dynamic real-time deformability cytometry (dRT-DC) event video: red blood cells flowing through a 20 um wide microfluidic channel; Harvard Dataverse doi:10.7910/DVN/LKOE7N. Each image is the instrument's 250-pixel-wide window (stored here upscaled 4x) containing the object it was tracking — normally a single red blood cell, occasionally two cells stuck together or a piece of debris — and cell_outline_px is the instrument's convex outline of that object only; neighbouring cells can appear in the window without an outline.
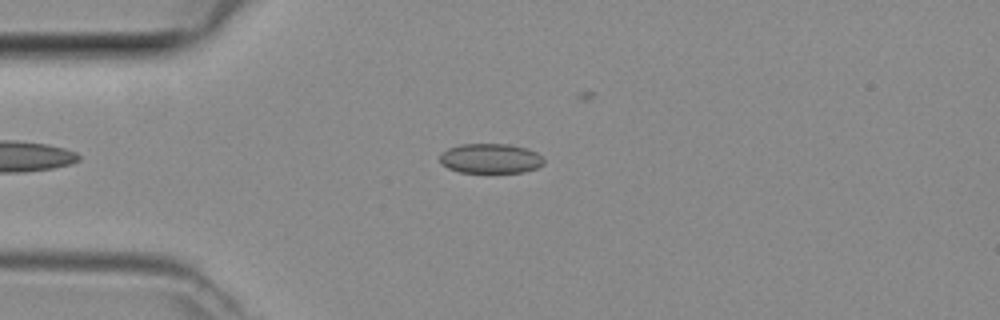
{"species": "common noctule bat (a hibernating species)", "species_latin": "Nyctalus noctula", "temperature_condition": "room temperature", "stored_images_in_passage": 10, "camera_frame_rate_fps": 3000, "um_per_image_px": 0.085, "animal": {"sex": "female", "body_mass_g": 29.2, "forearm_length_mm": 56.3}, "frame": {"image": 1, "passage_image": 4, "time_ms": 1.0, "image_size_px": [1000, 320], "cell_outline_px": [[544, 164], [536, 168], [524, 172], [460, 172], [448, 168], [440, 164], [440, 156], [448, 148], [460, 144], [508, 144], [528, 148], [536, 152], [544, 160]], "centroid_in_image_um": [41.69, 13.47], "position_along_channel_um": 43.3, "area_um2": 18.03}}
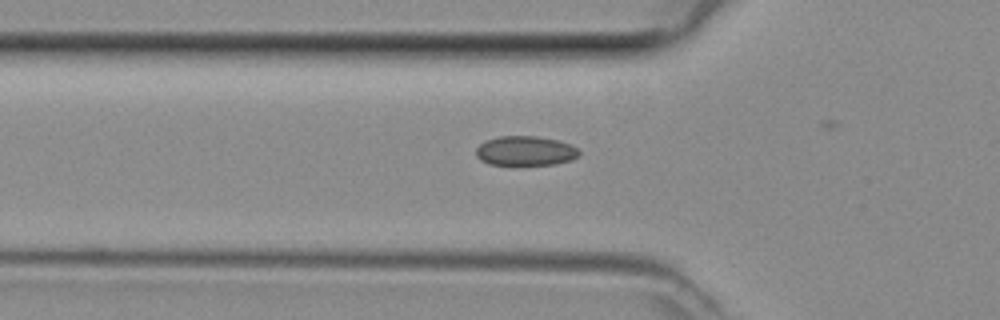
{"frame": {"image": 2, "passage_image": 8, "time_ms": 2.333, "image_size_px": [1000, 320], "cell_outline_px": [[580, 156], [572, 160], [556, 164], [488, 164], [480, 160], [476, 156], [476, 148], [484, 140], [500, 136], [536, 136], [556, 140], [572, 144], [580, 152]], "centroid_in_image_um": [44.66, 12.82], "position_along_channel_um": 81.1, "area_um2": 17.8}}